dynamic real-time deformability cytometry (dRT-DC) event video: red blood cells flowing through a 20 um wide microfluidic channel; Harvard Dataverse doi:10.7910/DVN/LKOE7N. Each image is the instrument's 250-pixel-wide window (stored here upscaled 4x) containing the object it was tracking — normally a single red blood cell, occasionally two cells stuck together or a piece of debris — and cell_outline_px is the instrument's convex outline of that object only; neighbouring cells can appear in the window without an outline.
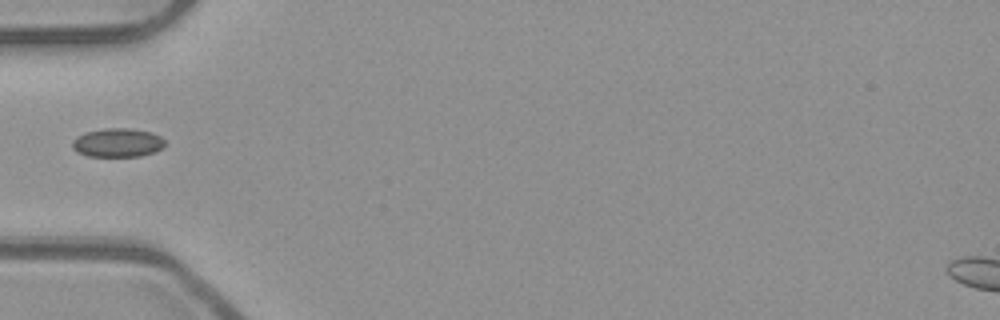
{"species": "common noctule bat (a hibernating species)", "species_latin": "Nyctalus noctula", "temperature_condition": "room temperature", "stored_images_in_passage": 9, "camera_frame_rate_fps": 3000, "um_per_image_px": 0.085, "animal": {"sex": "male", "body_mass_g": 23.1, "forearm_length_mm": 52.7}, "frame": {"image": 1, "passage_image": 1, "time_ms": 0.0, "image_size_px": [1000, 320], "cell_outline_px": [[164, 148], [156, 152], [140, 156], [88, 156], [76, 152], [72, 148], [72, 140], [76, 136], [84, 132], [104, 128], [132, 128], [152, 132], [160, 136], [164, 140]], "centroid_in_image_um": [9.99, 12.12], "position_along_channel_um": 75.0, "area_um2": 15.84}}